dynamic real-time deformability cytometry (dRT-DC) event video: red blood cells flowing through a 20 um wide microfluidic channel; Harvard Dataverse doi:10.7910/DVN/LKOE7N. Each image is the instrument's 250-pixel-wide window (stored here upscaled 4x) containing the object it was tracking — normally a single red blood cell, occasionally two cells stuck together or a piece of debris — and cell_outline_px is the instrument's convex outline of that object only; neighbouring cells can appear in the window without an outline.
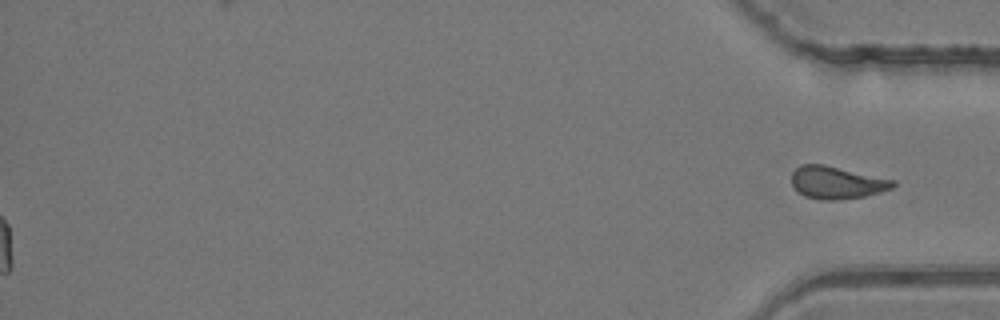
{"species": "common noctule bat (a hibernating species)", "species_latin": "Nyctalus noctula", "temperature_condition": "room temperature", "stored_images_in_passage": 53, "segment_of_instrument_passage": [2, 2], "camera_frame_rate_fps": 3000, "um_per_image_px": 0.085, "animal": {"sex": "female", "body_mass_g": 24.6, "forearm_length_mm": 56.2}, "frame": {"image": 1, "passage_image": 53, "time_ms": 17.333, "image_size_px": [1000, 320], "cell_outline_px": [[896, 184], [892, 188], [880, 192], [864, 196], [836, 200], [820, 200], [804, 196], [796, 192], [792, 184], [792, 172], [800, 164], [824, 164], [896, 180]], "centroid_in_image_um": [71.1, 15.52], "position_along_channel_um": 364.1, "area_um2": 19.36}}